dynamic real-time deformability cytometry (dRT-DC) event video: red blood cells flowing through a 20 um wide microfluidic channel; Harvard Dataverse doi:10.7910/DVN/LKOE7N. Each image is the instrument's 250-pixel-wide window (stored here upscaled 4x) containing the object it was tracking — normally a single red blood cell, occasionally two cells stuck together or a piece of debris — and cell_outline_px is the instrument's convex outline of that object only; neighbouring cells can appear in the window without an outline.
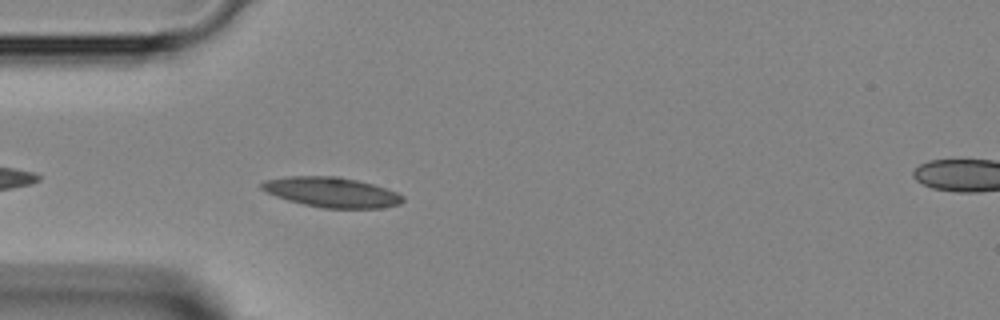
{"species": "Egyptian fruit bat (a non-hibernating species)", "species_latin": "Rousettus aegyptiacus", "temperature_condition": "room temperature", "stored_images_in_passage": 36, "camera_frame_rate_fps": 3000, "um_per_image_px": 0.085, "animal": {"sex": "female"}, "frame": {"image": 1, "passage_image": 3, "time_ms": 0.667, "image_size_px": [1000, 320], "cell_outline_px": [[404, 200], [400, 204], [380, 208], [324, 208], [304, 204], [288, 200], [264, 192], [260, 188], [260, 184], [264, 180], [288, 176], [336, 176], [356, 180], [372, 184], [396, 192], [404, 196]], "centroid_in_image_um": [28.15, 16.34], "position_along_channel_um": 56.8, "area_um2": 24.62}}
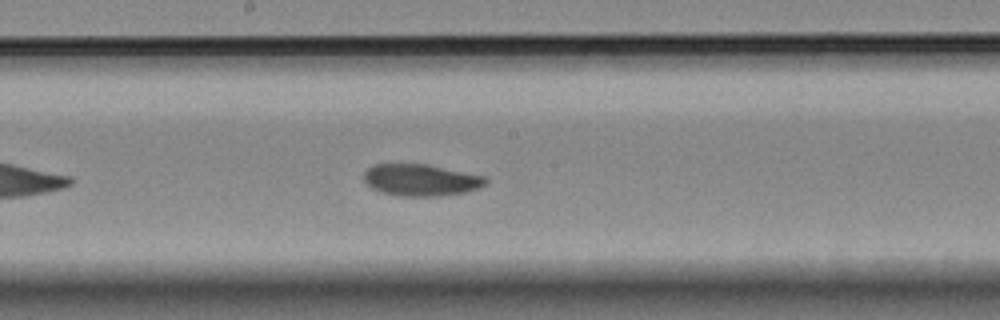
{"frame": {"image": 2, "passage_image": 14, "time_ms": 4.333, "image_size_px": [1000, 320], "cell_outline_px": [[488, 184], [480, 188], [464, 192], [440, 196], [400, 196], [380, 192], [372, 188], [364, 180], [364, 172], [372, 164], [428, 164], [484, 176], [488, 180]], "centroid_in_image_um": [35.78, 15.3], "position_along_channel_um": 212.4, "area_um2": 22.66}}
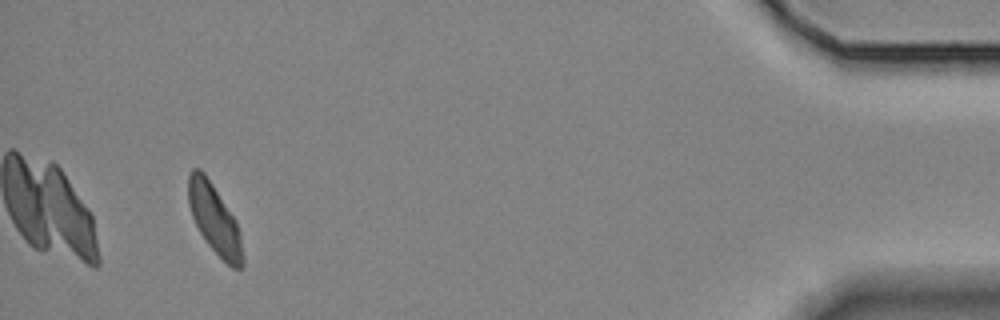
{"frame": {"image": 3, "passage_image": 33, "time_ms": 10.667, "image_size_px": [1000, 320], "cell_outline_px": [[244, 268], [232, 268], [208, 244], [200, 232], [192, 216], [188, 204], [188, 176], [192, 168], [200, 168], [204, 172], [236, 220], [240, 232], [244, 256]], "centroid_in_image_um": [18.25, 18.63], "position_along_channel_um": 417.0, "area_um2": 21.91}}